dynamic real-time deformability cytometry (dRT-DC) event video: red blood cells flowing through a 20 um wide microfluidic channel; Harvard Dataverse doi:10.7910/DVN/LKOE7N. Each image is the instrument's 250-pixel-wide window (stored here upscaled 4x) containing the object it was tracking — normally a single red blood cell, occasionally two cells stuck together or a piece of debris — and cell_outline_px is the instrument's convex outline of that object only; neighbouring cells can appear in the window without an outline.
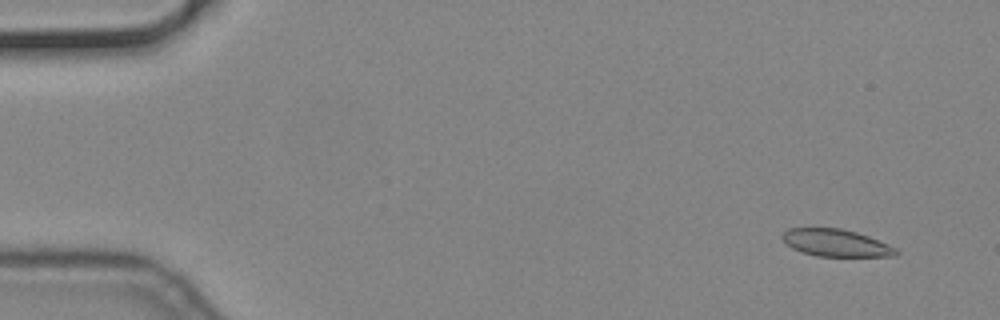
{"species": "common noctule bat (a hibernating species)", "species_latin": "Nyctalus noctula", "temperature_condition": "cold", "stored_images_in_passage": 56, "camera_frame_rate_fps": 3000, "um_per_image_px": 0.085, "animal": {"sex": "male", "body_mass_g": 19.2, "forearm_length_mm": 51.8}, "frame": {"image": 1, "passage_image": 4, "time_ms": 1.0, "image_size_px": [1000, 320], "cell_outline_px": [[900, 252], [896, 256], [816, 256], [792, 248], [780, 236], [788, 228], [840, 228], [856, 232], [868, 236], [888, 244], [896, 248]], "centroid_in_image_um": [71.07, 20.64], "position_along_channel_um": 13.9, "area_um2": 17.92}}
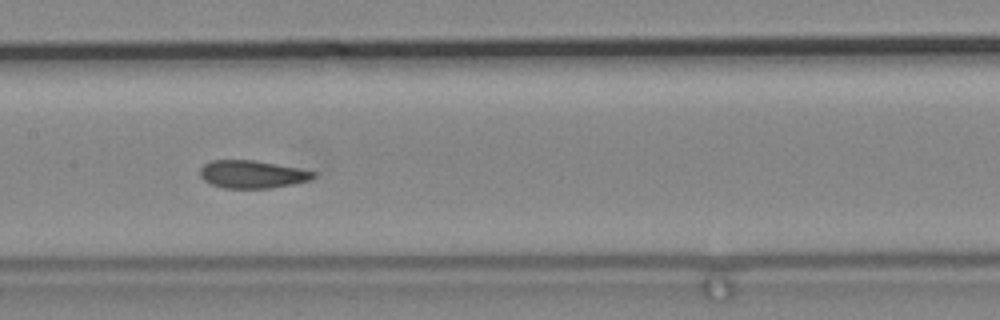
{"frame": {"image": 2, "passage_image": 28, "time_ms": 9.0, "image_size_px": [1000, 320], "cell_outline_px": [[316, 176], [308, 180], [292, 184], [272, 188], [224, 188], [212, 184], [204, 180], [200, 176], [200, 168], [204, 164], [212, 160], [252, 160], [300, 168], [316, 172]], "centroid_in_image_um": [21.43, 14.81], "position_along_channel_um": 186.0, "area_um2": 18.26}}
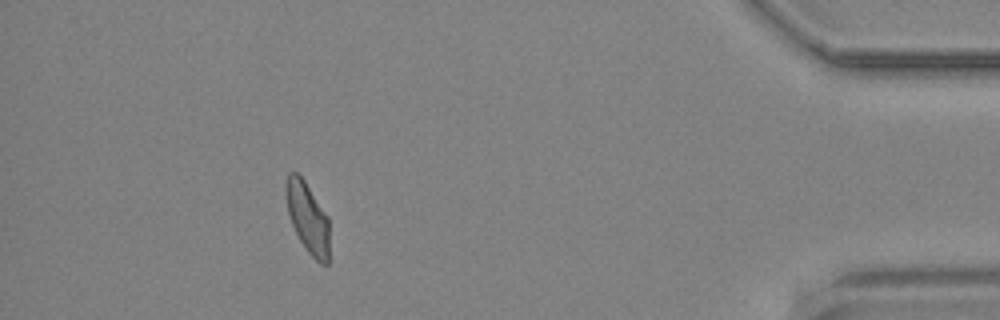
{"frame": {"image": 3, "passage_image": 51, "time_ms": 16.667, "image_size_px": [1000, 320], "cell_outline_px": [[328, 264], [320, 264], [308, 252], [300, 240], [292, 224], [288, 212], [284, 188], [284, 184], [288, 172], [296, 172], [304, 180], [328, 216]], "centroid_in_image_um": [26.13, 18.46], "position_along_channel_um": 409.1, "area_um2": 17.74}}